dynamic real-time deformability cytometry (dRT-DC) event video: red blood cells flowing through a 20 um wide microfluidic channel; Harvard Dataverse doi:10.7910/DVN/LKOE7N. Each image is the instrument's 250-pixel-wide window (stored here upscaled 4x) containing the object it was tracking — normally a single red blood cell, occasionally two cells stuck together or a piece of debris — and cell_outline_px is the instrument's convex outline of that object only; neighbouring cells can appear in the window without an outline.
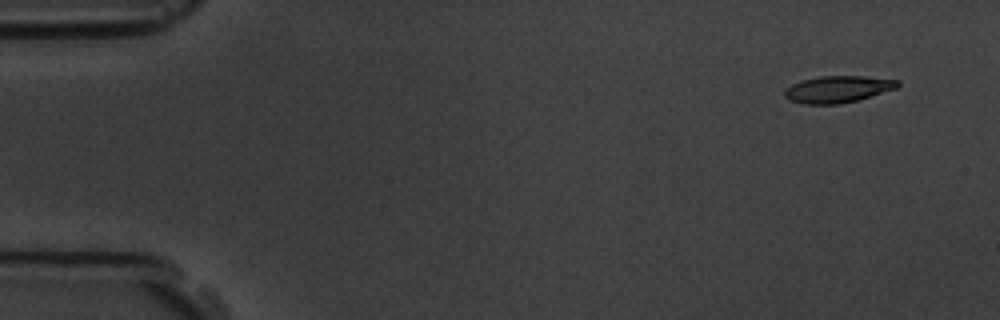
{"species": "common noctule bat (a hibernating species)", "species_latin": "Nyctalus noctula", "temperature_condition": "room temperature", "stored_images_in_passage": 7, "camera_frame_rate_fps": 3000, "um_per_image_px": 0.085, "animal": {"sex": "male", "body_mass_g": 19.5, "forearm_length_mm": 54.6}, "frame": {"image": 1, "passage_image": 1, "time_ms": 0.0, "image_size_px": [1000, 320], "cell_outline_px": [[900, 84], [896, 88], [856, 100], [840, 104], [804, 104], [788, 100], [784, 96], [784, 92], [792, 84], [800, 80], [820, 76], [864, 76], [900, 80]], "centroid_in_image_um": [71.18, 7.58], "position_along_channel_um": 13.8, "area_um2": 17.57}}
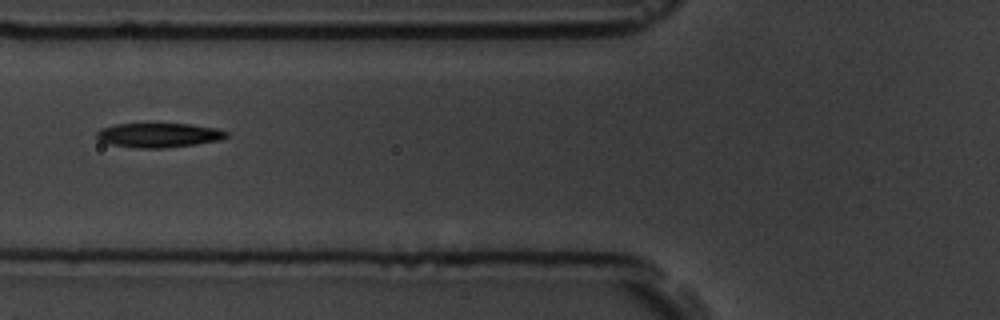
{"frame": {"image": 2, "passage_image": 6, "time_ms": 6.0, "image_size_px": [1000, 320], "cell_outline_px": [[228, 136], [220, 140], [196, 144], [164, 148], [136, 148], [108, 144], [100, 140], [96, 136], [96, 132], [100, 128], [116, 124], [192, 124], [216, 128], [228, 132]], "centroid_in_image_um": [13.48, 11.49], "position_along_channel_um": 112.3, "area_um2": 18.5}}
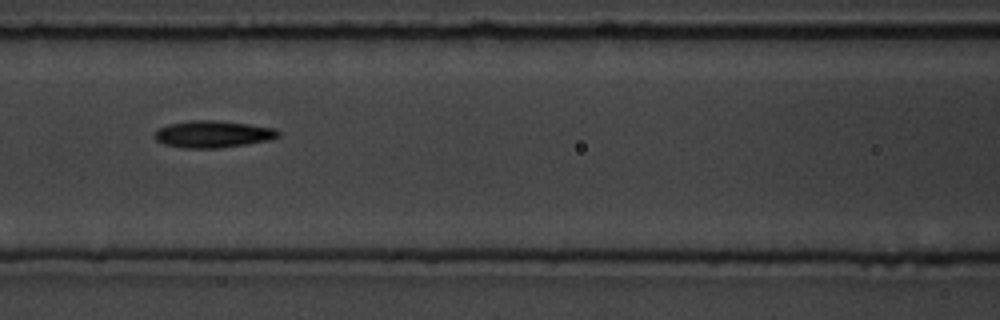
{"frame": {"image": 3, "passage_image": 7, "time_ms": 7.0, "image_size_px": [1000, 320], "cell_outline_px": [[280, 136], [268, 140], [248, 144], [220, 148], [184, 148], [164, 144], [156, 140], [152, 136], [160, 128], [168, 124], [192, 120], [212, 120], [248, 124], [276, 128], [280, 132]], "centroid_in_image_um": [18.1, 11.41], "position_along_channel_um": 148.5, "area_um2": 19.42}}